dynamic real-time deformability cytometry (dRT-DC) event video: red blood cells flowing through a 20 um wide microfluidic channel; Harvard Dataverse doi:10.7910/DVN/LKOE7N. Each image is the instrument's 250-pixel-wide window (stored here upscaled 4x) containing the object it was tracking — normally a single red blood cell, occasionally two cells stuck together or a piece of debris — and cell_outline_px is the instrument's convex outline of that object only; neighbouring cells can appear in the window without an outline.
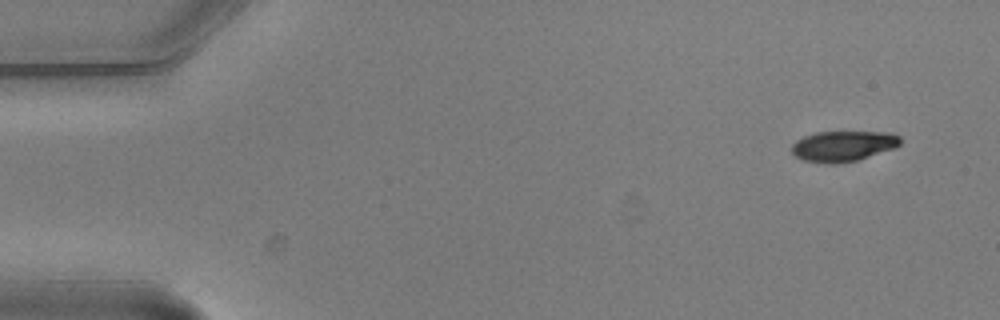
{"species": "common noctule bat (a hibernating species)", "species_latin": "Nyctalus noctula", "temperature_condition": "warm", "stored_images_in_passage": 7, "camera_frame_rate_fps": 3000, "um_per_image_px": 0.085, "animal": {"sex": "male", "body_mass_g": 20.5, "forearm_length_mm": 52.5}, "frame": {"image": 1, "passage_image": 1, "time_ms": 0.0, "image_size_px": [1000, 320], "cell_outline_px": [[900, 144], [896, 148], [856, 160], [832, 164], [828, 164], [804, 160], [796, 156], [792, 152], [792, 144], [796, 140], [804, 136], [816, 132], [888, 132], [900, 136]], "centroid_in_image_um": [71.67, 12.41], "position_along_channel_um": 13.3, "area_um2": 19.25}}
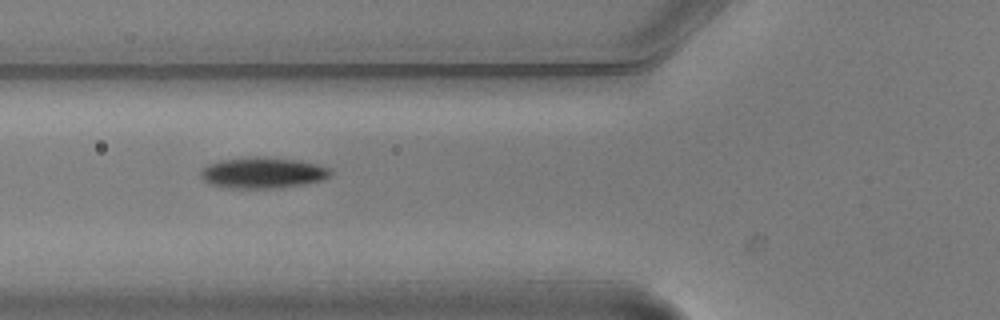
{"frame": {"image": 2, "passage_image": 6, "time_ms": 1.667, "image_size_px": [1000, 320], "cell_outline_px": [[332, 172], [328, 176], [320, 180], [304, 184], [280, 188], [228, 188], [212, 184], [204, 180], [200, 176], [200, 172], [208, 164], [220, 160], [256, 156], [296, 160], [316, 164], [328, 168]], "centroid_in_image_um": [22.3, 14.69], "position_along_channel_um": 103.5, "area_um2": 23.18}}
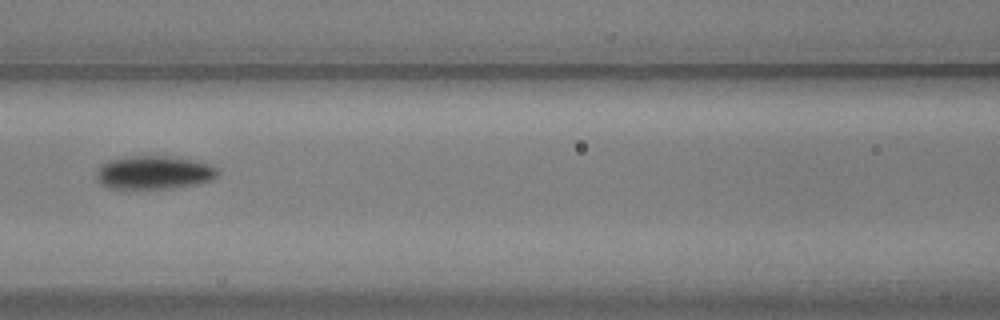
{"frame": {"image": 3, "passage_image": 7, "time_ms": 2.0, "image_size_px": [1000, 320], "cell_outline_px": [[220, 172], [212, 180], [196, 184], [172, 188], [136, 192], [104, 188], [96, 180], [96, 172], [108, 160], [128, 156], [172, 156], [192, 160], [208, 164], [216, 168]], "centroid_in_image_um": [13.01, 14.72], "position_along_channel_um": 153.6, "area_um2": 24.57}}